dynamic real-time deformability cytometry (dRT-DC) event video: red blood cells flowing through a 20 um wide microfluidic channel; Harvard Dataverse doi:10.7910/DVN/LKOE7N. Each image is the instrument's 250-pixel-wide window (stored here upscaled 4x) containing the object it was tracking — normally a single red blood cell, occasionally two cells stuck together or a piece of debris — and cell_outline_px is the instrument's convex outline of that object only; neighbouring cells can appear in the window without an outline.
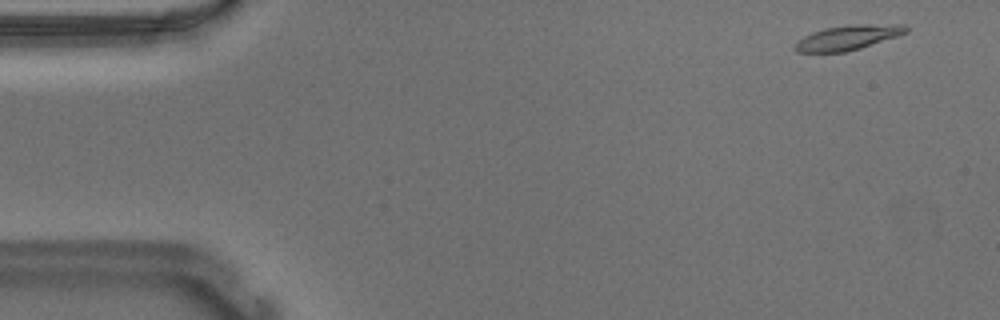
{"species": "Egyptian fruit bat (a non-hibernating species)", "species_latin": "Rousettus aegyptiacus", "temperature_condition": "warm", "stored_images_in_passage": 52, "camera_frame_rate_fps": 3000, "um_per_image_px": 0.085, "animal": {"sex": "male"}, "frame": {"image": 1, "passage_image": 1, "time_ms": 0.0, "image_size_px": [1000, 320], "cell_outline_px": [[908, 32], [860, 48], [844, 52], [796, 52], [792, 48], [804, 36], [812, 32], [824, 28], [848, 24], [904, 24], [908, 28]], "centroid_in_image_um": [72.06, 3.18], "position_along_channel_um": 12.9, "area_um2": 15.95}}
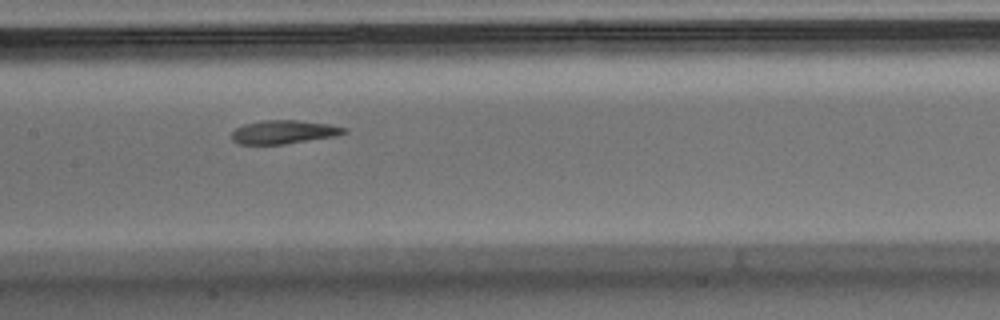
{"frame": {"image": 2, "passage_image": 24, "time_ms": 7.667, "image_size_px": [1000, 320], "cell_outline_px": [[348, 132], [336, 136], [284, 144], [240, 144], [232, 140], [232, 132], [236, 128], [244, 124], [264, 120], [296, 120], [328, 124], [348, 128]], "centroid_in_image_um": [24.14, 11.22], "position_along_channel_um": 183.3, "area_um2": 15.37}}
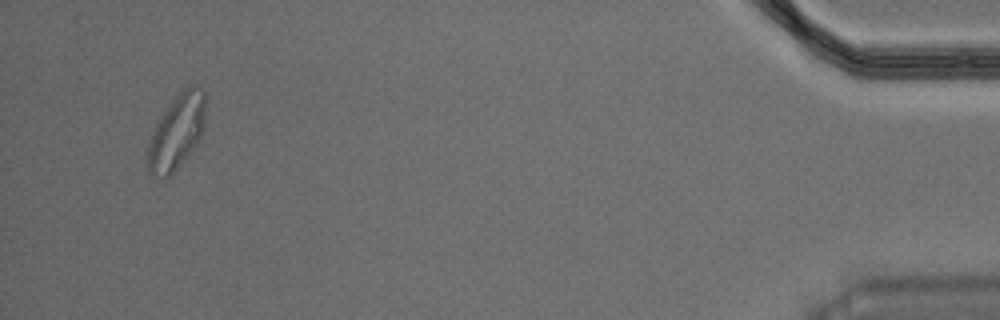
{"frame": {"image": 3, "passage_image": 50, "time_ms": 16.333, "image_size_px": [1000, 320], "cell_outline_px": [[208, 96], [204, 128], [196, 144], [172, 176], [164, 180], [148, 172], [148, 144], [152, 132], [156, 124], [172, 100], [184, 88], [192, 84], [196, 84]], "centroid_in_image_um": [15.06, 11.2], "position_along_channel_um": 420.1, "area_um2": 25.49}, "authors_computed_cell_mechanics": {"area_um2": 16.2707, "velocity_mm_per_s": 3.6472, "shape_relaxation_time_tau1_ms": 6.236, "shape_relaxation_time_tau2_ms": 2.1681, "deformation_change_tau1": 0.2476, "deformation_change_tau2": 0.1056}}